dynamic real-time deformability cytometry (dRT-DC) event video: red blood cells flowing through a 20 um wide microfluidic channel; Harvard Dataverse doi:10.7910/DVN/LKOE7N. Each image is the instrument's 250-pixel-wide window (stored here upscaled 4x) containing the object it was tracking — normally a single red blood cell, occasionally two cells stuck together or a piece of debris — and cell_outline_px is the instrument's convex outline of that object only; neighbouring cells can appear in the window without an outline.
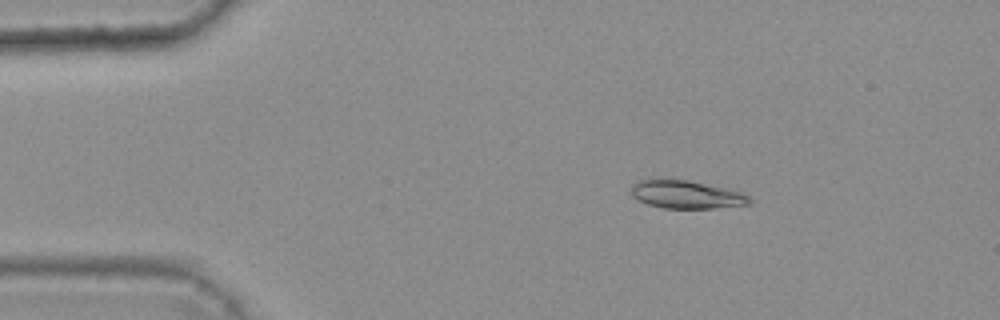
{"species": "common noctule bat (a hibernating species)", "species_latin": "Nyctalus noctula", "temperature_condition": "warm", "stored_images_in_passage": 44, "camera_frame_rate_fps": 3000, "um_per_image_px": 0.085, "animal": {"sex": "female", "body_mass_g": 25.1}, "frame": {"image": 1, "passage_image": 6, "time_ms": 1.667, "image_size_px": [1000, 320], "cell_outline_px": [[752, 204], [716, 208], [664, 208], [648, 204], [636, 200], [632, 196], [632, 184], [636, 180], [688, 180], [724, 188], [740, 192], [748, 196], [752, 200]], "centroid_in_image_um": [58.33, 16.55], "position_along_channel_um": 26.7, "area_um2": 19.13}}
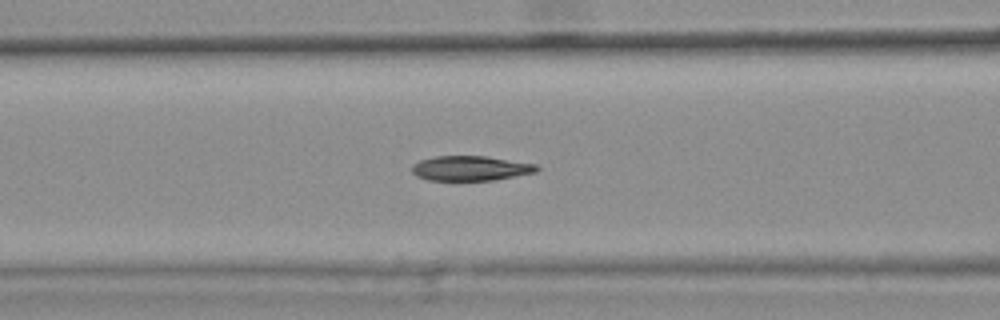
{"frame": {"image": 2, "passage_image": 19, "time_ms": 6.0, "image_size_px": [1000, 320], "cell_outline_px": [[540, 168], [536, 172], [496, 180], [428, 180], [416, 176], [412, 172], [412, 164], [420, 160], [436, 156], [488, 156], [536, 164]], "centroid_in_image_um": [40.0, 14.3], "position_along_channel_um": 126.6, "area_um2": 18.15}}
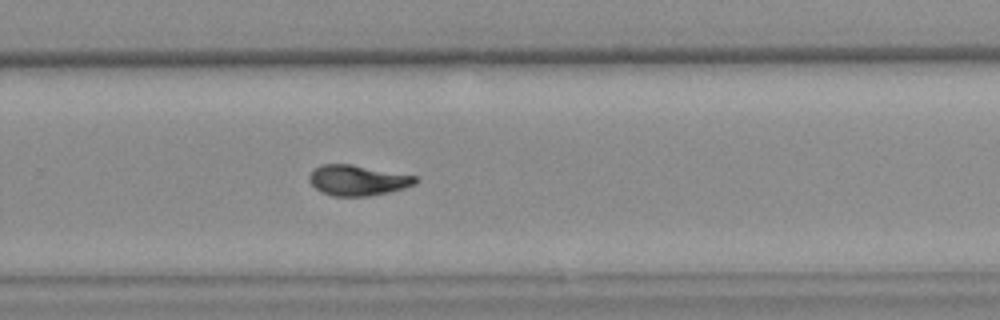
{"frame": {"image": 3, "passage_image": 33, "time_ms": 10.667, "image_size_px": [1000, 320], "cell_outline_px": [[420, 180], [416, 184], [404, 188], [388, 192], [368, 196], [332, 196], [320, 192], [308, 180], [308, 176], [312, 168], [320, 164], [352, 164], [420, 176]], "centroid_in_image_um": [30.42, 15.31], "position_along_channel_um": 299.4, "area_um2": 19.31}, "authors_computed_cell_mechanics": {"area_um2": 19.1029, "velocity_mm_per_s": 3.712, "shape_relaxation_time_tau1_ms": 7.726, "shape_relaxation_time_tau2_ms": 2.1844, "deformation_change_tau1": 0.2158, "deformation_change_tau2": 0.0721}}